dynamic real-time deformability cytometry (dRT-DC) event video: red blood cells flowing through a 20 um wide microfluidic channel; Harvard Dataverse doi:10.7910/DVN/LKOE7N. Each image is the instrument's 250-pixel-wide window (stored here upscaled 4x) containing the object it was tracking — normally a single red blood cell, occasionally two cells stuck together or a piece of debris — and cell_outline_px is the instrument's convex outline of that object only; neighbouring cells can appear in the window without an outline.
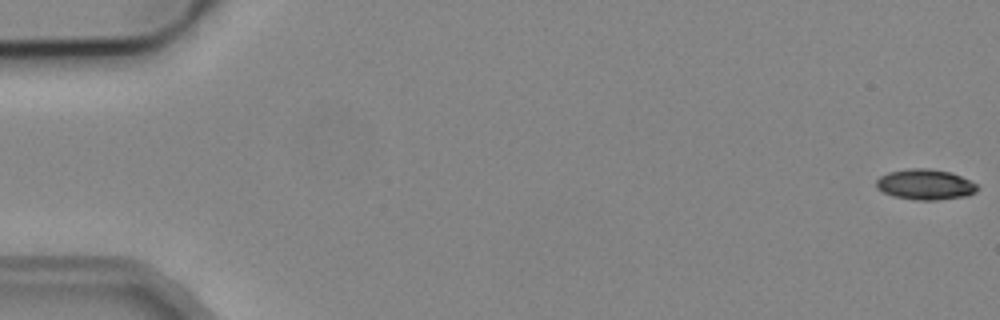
{"species": "common noctule bat (a hibernating species)", "species_latin": "Nyctalus noctula", "temperature_condition": "cold", "stored_images_in_passage": 7, "camera_frame_rate_fps": 3000, "um_per_image_px": 0.085, "animal": {"sex": "male", "body_mass_g": 19.2, "forearm_length_mm": 51.8}, "frame": {"image": 1, "passage_image": 1, "time_ms": 0.0, "image_size_px": [1000, 320], "cell_outline_px": [[980, 188], [976, 192], [968, 196], [936, 200], [916, 200], [892, 196], [876, 188], [876, 180], [880, 176], [888, 172], [908, 168], [928, 168], [948, 172], [960, 176], [976, 184]], "centroid_in_image_um": [78.63, 15.69], "position_along_channel_um": 6.4, "area_um2": 18.03}}